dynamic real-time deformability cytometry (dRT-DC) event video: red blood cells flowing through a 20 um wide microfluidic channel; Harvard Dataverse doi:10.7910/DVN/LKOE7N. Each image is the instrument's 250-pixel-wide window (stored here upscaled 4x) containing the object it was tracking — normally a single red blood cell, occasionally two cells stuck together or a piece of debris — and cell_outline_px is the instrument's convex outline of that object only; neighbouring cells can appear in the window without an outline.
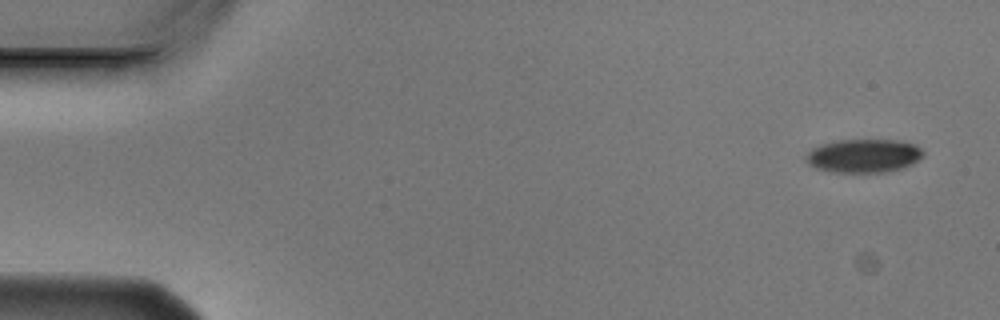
{"species": "Egyptian fruit bat (a non-hibernating species)", "species_latin": "Rousettus aegyptiacus", "temperature_condition": "cold", "stored_images_in_passage": 5, "camera_frame_rate_fps": 3000, "um_per_image_px": 0.085, "animal": {"sex": "male"}, "frame": {"image": 1, "passage_image": 1, "time_ms": 0.0, "image_size_px": [1000, 320], "cell_outline_px": [[924, 152], [912, 164], [900, 168], [884, 172], [832, 172], [816, 168], [808, 164], [804, 160], [804, 156], [812, 148], [820, 144], [840, 140], [900, 140], [916, 144]], "centroid_in_image_um": [73.36, 13.23], "position_along_channel_um": 11.6, "area_um2": 22.89}}
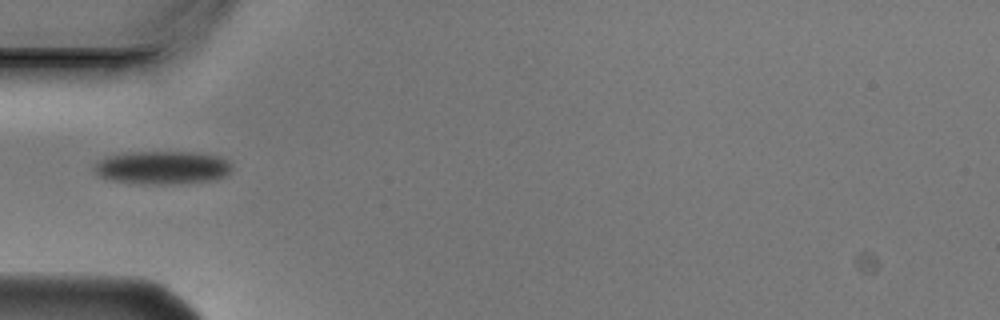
{"frame": {"image": 2, "passage_image": 5, "time_ms": 1.333, "image_size_px": [1000, 320], "cell_outline_px": [[232, 168], [228, 176], [216, 180], [180, 184], [136, 184], [108, 180], [96, 176], [92, 172], [92, 164], [108, 156], [128, 152], [196, 152], [220, 156], [228, 160]], "centroid_in_image_um": [13.78, 14.26], "position_along_channel_um": 71.2, "area_um2": 27.51}}